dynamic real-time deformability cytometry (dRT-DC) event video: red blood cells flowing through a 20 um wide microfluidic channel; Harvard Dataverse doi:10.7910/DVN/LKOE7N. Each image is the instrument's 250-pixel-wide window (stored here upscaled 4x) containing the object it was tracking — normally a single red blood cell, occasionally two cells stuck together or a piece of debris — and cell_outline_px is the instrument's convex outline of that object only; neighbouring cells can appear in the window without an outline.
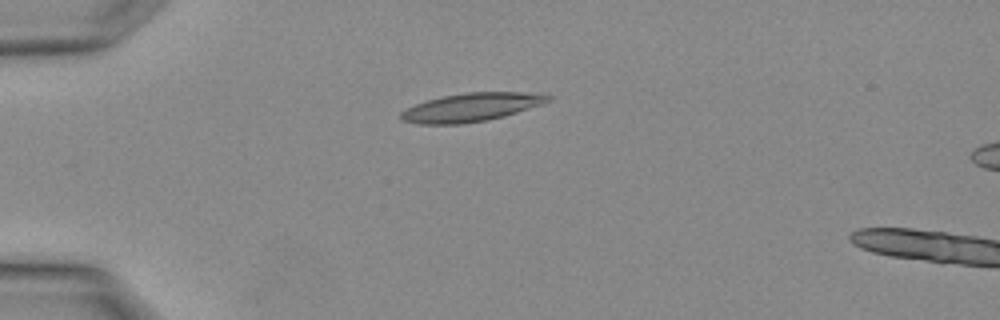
{"species": "Egyptian fruit bat (a non-hibernating species)", "species_latin": "Rousettus aegyptiacus", "temperature_condition": "warm", "stored_images_in_passage": 3, "segment_of_instrument_passage": [1, 2], "camera_frame_rate_fps": 3000, "um_per_image_px": 0.085, "animal": {"sex": "female"}, "frame": {"image": 1, "passage_image": 2, "time_ms": 0.333, "image_size_px": [1000, 320], "cell_outline_px": [[552, 100], [504, 116], [488, 120], [460, 124], [416, 124], [400, 120], [400, 112], [416, 104], [428, 100], [444, 96], [468, 92], [544, 92], [552, 96]], "centroid_in_image_um": [40.09, 9.11], "position_along_channel_um": 44.9, "area_um2": 24.39}}